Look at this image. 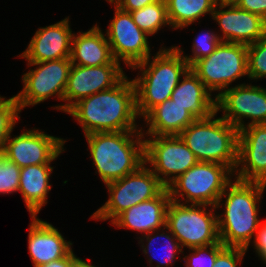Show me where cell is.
<instances>
[{
  "label": "cell",
  "instance_id": "cell-6",
  "mask_svg": "<svg viewBox=\"0 0 266 267\" xmlns=\"http://www.w3.org/2000/svg\"><path fill=\"white\" fill-rule=\"evenodd\" d=\"M232 179H235L234 172L228 166L212 162H197L166 188L171 201L216 206Z\"/></svg>",
  "mask_w": 266,
  "mask_h": 267
},
{
  "label": "cell",
  "instance_id": "cell-32",
  "mask_svg": "<svg viewBox=\"0 0 266 267\" xmlns=\"http://www.w3.org/2000/svg\"><path fill=\"white\" fill-rule=\"evenodd\" d=\"M21 168L0 154V195H9L19 191Z\"/></svg>",
  "mask_w": 266,
  "mask_h": 267
},
{
  "label": "cell",
  "instance_id": "cell-14",
  "mask_svg": "<svg viewBox=\"0 0 266 267\" xmlns=\"http://www.w3.org/2000/svg\"><path fill=\"white\" fill-rule=\"evenodd\" d=\"M25 127L19 135L10 134L2 152L20 168L52 164L65 152L66 139L47 134L36 127L28 130Z\"/></svg>",
  "mask_w": 266,
  "mask_h": 267
},
{
  "label": "cell",
  "instance_id": "cell-28",
  "mask_svg": "<svg viewBox=\"0 0 266 267\" xmlns=\"http://www.w3.org/2000/svg\"><path fill=\"white\" fill-rule=\"evenodd\" d=\"M192 42V48L190 51L192 54H185L183 51L184 48L179 45H172L186 59L189 66H191L195 61L208 57L211 53H213L221 40L218 37L216 29L214 31L212 29L209 30L208 28V30H201V32L194 37Z\"/></svg>",
  "mask_w": 266,
  "mask_h": 267
},
{
  "label": "cell",
  "instance_id": "cell-2",
  "mask_svg": "<svg viewBox=\"0 0 266 267\" xmlns=\"http://www.w3.org/2000/svg\"><path fill=\"white\" fill-rule=\"evenodd\" d=\"M265 190V183L237 179H233L226 187L215 206L219 212V239L224 246L246 249L253 241L262 222L259 212Z\"/></svg>",
  "mask_w": 266,
  "mask_h": 267
},
{
  "label": "cell",
  "instance_id": "cell-5",
  "mask_svg": "<svg viewBox=\"0 0 266 267\" xmlns=\"http://www.w3.org/2000/svg\"><path fill=\"white\" fill-rule=\"evenodd\" d=\"M217 115L215 112L209 118L196 119L179 136L198 162L218 163L234 172L238 162L239 130Z\"/></svg>",
  "mask_w": 266,
  "mask_h": 267
},
{
  "label": "cell",
  "instance_id": "cell-9",
  "mask_svg": "<svg viewBox=\"0 0 266 267\" xmlns=\"http://www.w3.org/2000/svg\"><path fill=\"white\" fill-rule=\"evenodd\" d=\"M108 200L89 219L111 223L120 213L143 201L157 197L166 187L143 164L137 171L105 185Z\"/></svg>",
  "mask_w": 266,
  "mask_h": 267
},
{
  "label": "cell",
  "instance_id": "cell-16",
  "mask_svg": "<svg viewBox=\"0 0 266 267\" xmlns=\"http://www.w3.org/2000/svg\"><path fill=\"white\" fill-rule=\"evenodd\" d=\"M211 18L219 26L217 33L222 42L248 46L266 35V20L235 4L217 3Z\"/></svg>",
  "mask_w": 266,
  "mask_h": 267
},
{
  "label": "cell",
  "instance_id": "cell-7",
  "mask_svg": "<svg viewBox=\"0 0 266 267\" xmlns=\"http://www.w3.org/2000/svg\"><path fill=\"white\" fill-rule=\"evenodd\" d=\"M215 206L181 204L170 201L165 226L183 250L207 246L220 241Z\"/></svg>",
  "mask_w": 266,
  "mask_h": 267
},
{
  "label": "cell",
  "instance_id": "cell-38",
  "mask_svg": "<svg viewBox=\"0 0 266 267\" xmlns=\"http://www.w3.org/2000/svg\"><path fill=\"white\" fill-rule=\"evenodd\" d=\"M90 258L87 260H83L82 258L76 263L75 267H98L95 264H92V262H89ZM101 267V266H100Z\"/></svg>",
  "mask_w": 266,
  "mask_h": 267
},
{
  "label": "cell",
  "instance_id": "cell-17",
  "mask_svg": "<svg viewBox=\"0 0 266 267\" xmlns=\"http://www.w3.org/2000/svg\"><path fill=\"white\" fill-rule=\"evenodd\" d=\"M70 17L49 26L39 27L24 51L17 57L27 63L70 58L72 37Z\"/></svg>",
  "mask_w": 266,
  "mask_h": 267
},
{
  "label": "cell",
  "instance_id": "cell-27",
  "mask_svg": "<svg viewBox=\"0 0 266 267\" xmlns=\"http://www.w3.org/2000/svg\"><path fill=\"white\" fill-rule=\"evenodd\" d=\"M134 23L148 36H155L163 27L172 29L168 19L165 0H159L155 3L130 12Z\"/></svg>",
  "mask_w": 266,
  "mask_h": 267
},
{
  "label": "cell",
  "instance_id": "cell-30",
  "mask_svg": "<svg viewBox=\"0 0 266 267\" xmlns=\"http://www.w3.org/2000/svg\"><path fill=\"white\" fill-rule=\"evenodd\" d=\"M247 65L249 82L266 79V35L247 46Z\"/></svg>",
  "mask_w": 266,
  "mask_h": 267
},
{
  "label": "cell",
  "instance_id": "cell-19",
  "mask_svg": "<svg viewBox=\"0 0 266 267\" xmlns=\"http://www.w3.org/2000/svg\"><path fill=\"white\" fill-rule=\"evenodd\" d=\"M28 233V251L34 267L66 257L73 249V242L52 223L38 216H31Z\"/></svg>",
  "mask_w": 266,
  "mask_h": 267
},
{
  "label": "cell",
  "instance_id": "cell-34",
  "mask_svg": "<svg viewBox=\"0 0 266 267\" xmlns=\"http://www.w3.org/2000/svg\"><path fill=\"white\" fill-rule=\"evenodd\" d=\"M253 246V247H252ZM252 247L254 249L256 257L258 260H261V263L266 265V221H262L259 228L257 229L253 241L249 244V246L245 249Z\"/></svg>",
  "mask_w": 266,
  "mask_h": 267
},
{
  "label": "cell",
  "instance_id": "cell-33",
  "mask_svg": "<svg viewBox=\"0 0 266 267\" xmlns=\"http://www.w3.org/2000/svg\"><path fill=\"white\" fill-rule=\"evenodd\" d=\"M247 251L241 247L225 246L216 257L213 267H240Z\"/></svg>",
  "mask_w": 266,
  "mask_h": 267
},
{
  "label": "cell",
  "instance_id": "cell-26",
  "mask_svg": "<svg viewBox=\"0 0 266 267\" xmlns=\"http://www.w3.org/2000/svg\"><path fill=\"white\" fill-rule=\"evenodd\" d=\"M172 30H182L194 23L200 24L202 17L211 18L217 0H165Z\"/></svg>",
  "mask_w": 266,
  "mask_h": 267
},
{
  "label": "cell",
  "instance_id": "cell-37",
  "mask_svg": "<svg viewBox=\"0 0 266 267\" xmlns=\"http://www.w3.org/2000/svg\"><path fill=\"white\" fill-rule=\"evenodd\" d=\"M81 258L74 253V249L66 256L59 260L49 262L38 267H75Z\"/></svg>",
  "mask_w": 266,
  "mask_h": 267
},
{
  "label": "cell",
  "instance_id": "cell-39",
  "mask_svg": "<svg viewBox=\"0 0 266 267\" xmlns=\"http://www.w3.org/2000/svg\"><path fill=\"white\" fill-rule=\"evenodd\" d=\"M239 0H217V3L222 4H237Z\"/></svg>",
  "mask_w": 266,
  "mask_h": 267
},
{
  "label": "cell",
  "instance_id": "cell-23",
  "mask_svg": "<svg viewBox=\"0 0 266 267\" xmlns=\"http://www.w3.org/2000/svg\"><path fill=\"white\" fill-rule=\"evenodd\" d=\"M171 100L186 108L196 119L209 118L216 112V98L189 69L171 94Z\"/></svg>",
  "mask_w": 266,
  "mask_h": 267
},
{
  "label": "cell",
  "instance_id": "cell-25",
  "mask_svg": "<svg viewBox=\"0 0 266 267\" xmlns=\"http://www.w3.org/2000/svg\"><path fill=\"white\" fill-rule=\"evenodd\" d=\"M136 239H139L138 244L141 246L142 254L148 259L147 264L149 263V267H173L176 263V259H181L182 261V257L179 258L180 256L178 255L181 254V256H183L185 254L179 241L166 226L162 229L139 236ZM160 241L163 242L159 247L158 242ZM153 262L154 264L156 263L155 266Z\"/></svg>",
  "mask_w": 266,
  "mask_h": 267
},
{
  "label": "cell",
  "instance_id": "cell-10",
  "mask_svg": "<svg viewBox=\"0 0 266 267\" xmlns=\"http://www.w3.org/2000/svg\"><path fill=\"white\" fill-rule=\"evenodd\" d=\"M190 69L217 98L232 83L247 77V45L220 42L208 57L195 61Z\"/></svg>",
  "mask_w": 266,
  "mask_h": 267
},
{
  "label": "cell",
  "instance_id": "cell-15",
  "mask_svg": "<svg viewBox=\"0 0 266 267\" xmlns=\"http://www.w3.org/2000/svg\"><path fill=\"white\" fill-rule=\"evenodd\" d=\"M126 75L121 64H72L64 93V113L81 99L114 87Z\"/></svg>",
  "mask_w": 266,
  "mask_h": 267
},
{
  "label": "cell",
  "instance_id": "cell-13",
  "mask_svg": "<svg viewBox=\"0 0 266 267\" xmlns=\"http://www.w3.org/2000/svg\"><path fill=\"white\" fill-rule=\"evenodd\" d=\"M106 2L114 8L112 20L104 31L107 41L114 59L130 69L152 55L150 36L134 23L130 12L121 10L112 1Z\"/></svg>",
  "mask_w": 266,
  "mask_h": 267
},
{
  "label": "cell",
  "instance_id": "cell-29",
  "mask_svg": "<svg viewBox=\"0 0 266 267\" xmlns=\"http://www.w3.org/2000/svg\"><path fill=\"white\" fill-rule=\"evenodd\" d=\"M20 113L15 95L9 99L0 95V154L3 152L6 140L20 121Z\"/></svg>",
  "mask_w": 266,
  "mask_h": 267
},
{
  "label": "cell",
  "instance_id": "cell-3",
  "mask_svg": "<svg viewBox=\"0 0 266 267\" xmlns=\"http://www.w3.org/2000/svg\"><path fill=\"white\" fill-rule=\"evenodd\" d=\"M160 45L153 56L131 68V71L138 70V75L132 80L140 119L152 108L170 99L173 90L190 69L186 59L174 46Z\"/></svg>",
  "mask_w": 266,
  "mask_h": 267
},
{
  "label": "cell",
  "instance_id": "cell-21",
  "mask_svg": "<svg viewBox=\"0 0 266 267\" xmlns=\"http://www.w3.org/2000/svg\"><path fill=\"white\" fill-rule=\"evenodd\" d=\"M94 24L87 31L74 32L71 46V63L80 66L120 64L114 59L104 30Z\"/></svg>",
  "mask_w": 266,
  "mask_h": 267
},
{
  "label": "cell",
  "instance_id": "cell-36",
  "mask_svg": "<svg viewBox=\"0 0 266 267\" xmlns=\"http://www.w3.org/2000/svg\"><path fill=\"white\" fill-rule=\"evenodd\" d=\"M116 6L125 12L139 10L146 5L155 3L159 0H111Z\"/></svg>",
  "mask_w": 266,
  "mask_h": 267
},
{
  "label": "cell",
  "instance_id": "cell-24",
  "mask_svg": "<svg viewBox=\"0 0 266 267\" xmlns=\"http://www.w3.org/2000/svg\"><path fill=\"white\" fill-rule=\"evenodd\" d=\"M54 166L51 164L30 165L21 168L19 193L31 216H38L48 203V195L52 190L50 177Z\"/></svg>",
  "mask_w": 266,
  "mask_h": 267
},
{
  "label": "cell",
  "instance_id": "cell-11",
  "mask_svg": "<svg viewBox=\"0 0 266 267\" xmlns=\"http://www.w3.org/2000/svg\"><path fill=\"white\" fill-rule=\"evenodd\" d=\"M145 164L167 187L198 160L179 135H143Z\"/></svg>",
  "mask_w": 266,
  "mask_h": 267
},
{
  "label": "cell",
  "instance_id": "cell-22",
  "mask_svg": "<svg viewBox=\"0 0 266 267\" xmlns=\"http://www.w3.org/2000/svg\"><path fill=\"white\" fill-rule=\"evenodd\" d=\"M142 119L145 123L141 124L142 134L154 136L179 135L196 120L186 108L171 99L152 108Z\"/></svg>",
  "mask_w": 266,
  "mask_h": 267
},
{
  "label": "cell",
  "instance_id": "cell-18",
  "mask_svg": "<svg viewBox=\"0 0 266 267\" xmlns=\"http://www.w3.org/2000/svg\"><path fill=\"white\" fill-rule=\"evenodd\" d=\"M234 177L266 184V124L249 125L239 130Z\"/></svg>",
  "mask_w": 266,
  "mask_h": 267
},
{
  "label": "cell",
  "instance_id": "cell-8",
  "mask_svg": "<svg viewBox=\"0 0 266 267\" xmlns=\"http://www.w3.org/2000/svg\"><path fill=\"white\" fill-rule=\"evenodd\" d=\"M28 71L22 75V90L15 95L22 112L26 107H33L49 98L62 101L51 109L64 112V93L72 66L70 58L37 63H26ZM35 67V68H34Z\"/></svg>",
  "mask_w": 266,
  "mask_h": 267
},
{
  "label": "cell",
  "instance_id": "cell-12",
  "mask_svg": "<svg viewBox=\"0 0 266 267\" xmlns=\"http://www.w3.org/2000/svg\"><path fill=\"white\" fill-rule=\"evenodd\" d=\"M216 112L223 113L221 117L238 130L249 125L266 124L265 86L239 81L216 98Z\"/></svg>",
  "mask_w": 266,
  "mask_h": 267
},
{
  "label": "cell",
  "instance_id": "cell-1",
  "mask_svg": "<svg viewBox=\"0 0 266 267\" xmlns=\"http://www.w3.org/2000/svg\"><path fill=\"white\" fill-rule=\"evenodd\" d=\"M65 114L72 116L81 126L83 135L97 132L141 131L136 110L135 85L128 75L114 87L81 99Z\"/></svg>",
  "mask_w": 266,
  "mask_h": 267
},
{
  "label": "cell",
  "instance_id": "cell-4",
  "mask_svg": "<svg viewBox=\"0 0 266 267\" xmlns=\"http://www.w3.org/2000/svg\"><path fill=\"white\" fill-rule=\"evenodd\" d=\"M84 137L95 174L104 185L145 164V141L141 131L97 132Z\"/></svg>",
  "mask_w": 266,
  "mask_h": 267
},
{
  "label": "cell",
  "instance_id": "cell-35",
  "mask_svg": "<svg viewBox=\"0 0 266 267\" xmlns=\"http://www.w3.org/2000/svg\"><path fill=\"white\" fill-rule=\"evenodd\" d=\"M236 5L266 20V0H239Z\"/></svg>",
  "mask_w": 266,
  "mask_h": 267
},
{
  "label": "cell",
  "instance_id": "cell-20",
  "mask_svg": "<svg viewBox=\"0 0 266 267\" xmlns=\"http://www.w3.org/2000/svg\"><path fill=\"white\" fill-rule=\"evenodd\" d=\"M171 198L165 188L157 197L143 201L120 213L110 224L145 235L165 227L167 206Z\"/></svg>",
  "mask_w": 266,
  "mask_h": 267
},
{
  "label": "cell",
  "instance_id": "cell-31",
  "mask_svg": "<svg viewBox=\"0 0 266 267\" xmlns=\"http://www.w3.org/2000/svg\"><path fill=\"white\" fill-rule=\"evenodd\" d=\"M224 244L218 243L188 249L189 254L182 256L185 267H213L217 254L224 248Z\"/></svg>",
  "mask_w": 266,
  "mask_h": 267
}]
</instances>
